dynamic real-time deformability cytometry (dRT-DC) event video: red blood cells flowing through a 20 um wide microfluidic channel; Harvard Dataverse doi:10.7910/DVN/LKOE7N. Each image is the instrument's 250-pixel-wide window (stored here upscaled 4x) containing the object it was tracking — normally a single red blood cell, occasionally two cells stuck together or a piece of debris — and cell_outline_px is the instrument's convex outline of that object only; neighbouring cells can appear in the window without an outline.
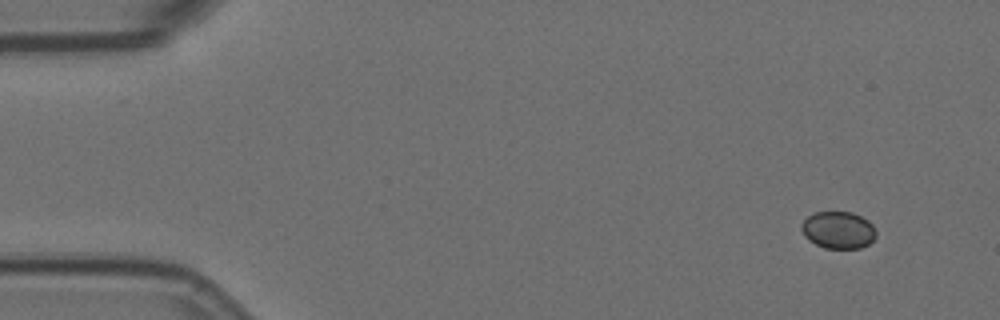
{"species": "Egyptian fruit bat (a non-hibernating species)", "species_latin": "Rousettus aegyptiacus", "temperature_condition": "room temperature", "stored_images_in_passage": 5, "camera_frame_rate_fps": 3000, "um_per_image_px": 0.085, "animal": {"sex": "female"}, "frame": {"image": 1, "passage_image": 1, "time_ms": 0.0, "image_size_px": [1000, 320], "cell_outline_px": [[876, 236], [868, 244], [860, 248], [824, 248], [808, 240], [804, 236], [800, 228], [800, 224], [812, 212], [852, 212], [868, 220], [872, 224], [876, 232]], "centroid_in_image_um": [71.22, 19.54], "position_along_channel_um": 13.8, "area_um2": 16.24}}
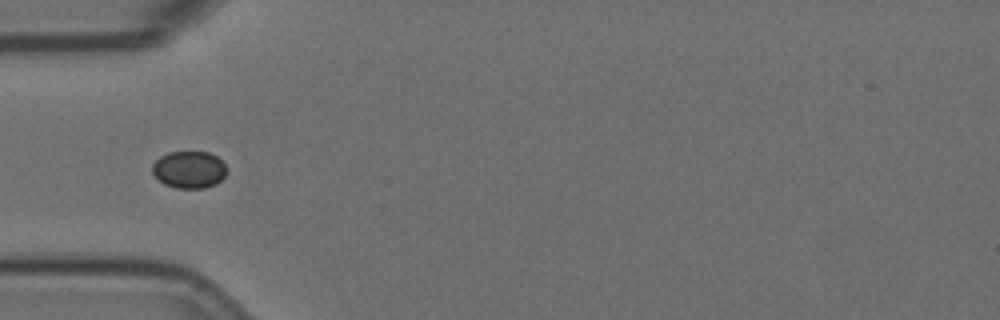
{"frame": {"image": 2, "passage_image": 5, "time_ms": 1.333, "image_size_px": [1000, 320], "cell_outline_px": [[228, 172], [216, 184], [204, 188], [176, 188], [164, 184], [152, 172], [152, 164], [160, 156], [168, 152], [208, 152], [216, 156], [228, 168]], "centroid_in_image_um": [16.09, 14.42], "position_along_channel_um": 68.9, "area_um2": 16.13}}